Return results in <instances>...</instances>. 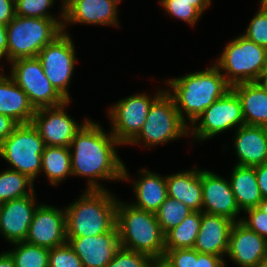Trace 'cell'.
Instances as JSON below:
<instances>
[{
    "instance_id": "cell-26",
    "label": "cell",
    "mask_w": 267,
    "mask_h": 267,
    "mask_svg": "<svg viewBox=\"0 0 267 267\" xmlns=\"http://www.w3.org/2000/svg\"><path fill=\"white\" fill-rule=\"evenodd\" d=\"M229 178L239 209L246 211L259 206L263 200L255 174V168L235 165Z\"/></svg>"
},
{
    "instance_id": "cell-52",
    "label": "cell",
    "mask_w": 267,
    "mask_h": 267,
    "mask_svg": "<svg viewBox=\"0 0 267 267\" xmlns=\"http://www.w3.org/2000/svg\"><path fill=\"white\" fill-rule=\"evenodd\" d=\"M2 67H3V66L0 67V74H1L2 72H4V71H3L4 69H3Z\"/></svg>"
},
{
    "instance_id": "cell-20",
    "label": "cell",
    "mask_w": 267,
    "mask_h": 267,
    "mask_svg": "<svg viewBox=\"0 0 267 267\" xmlns=\"http://www.w3.org/2000/svg\"><path fill=\"white\" fill-rule=\"evenodd\" d=\"M233 224L234 221L227 217L202 212L201 226L193 248L199 253L221 256L225 259Z\"/></svg>"
},
{
    "instance_id": "cell-21",
    "label": "cell",
    "mask_w": 267,
    "mask_h": 267,
    "mask_svg": "<svg viewBox=\"0 0 267 267\" xmlns=\"http://www.w3.org/2000/svg\"><path fill=\"white\" fill-rule=\"evenodd\" d=\"M238 166L254 167L267 162V127L242 125L234 132Z\"/></svg>"
},
{
    "instance_id": "cell-23",
    "label": "cell",
    "mask_w": 267,
    "mask_h": 267,
    "mask_svg": "<svg viewBox=\"0 0 267 267\" xmlns=\"http://www.w3.org/2000/svg\"><path fill=\"white\" fill-rule=\"evenodd\" d=\"M168 196L193 212H202L201 170L197 167L166 176Z\"/></svg>"
},
{
    "instance_id": "cell-8",
    "label": "cell",
    "mask_w": 267,
    "mask_h": 267,
    "mask_svg": "<svg viewBox=\"0 0 267 267\" xmlns=\"http://www.w3.org/2000/svg\"><path fill=\"white\" fill-rule=\"evenodd\" d=\"M44 147L32 123L19 124L0 145V157L9 163L8 169L26 174L35 181L41 173Z\"/></svg>"
},
{
    "instance_id": "cell-35",
    "label": "cell",
    "mask_w": 267,
    "mask_h": 267,
    "mask_svg": "<svg viewBox=\"0 0 267 267\" xmlns=\"http://www.w3.org/2000/svg\"><path fill=\"white\" fill-rule=\"evenodd\" d=\"M48 267H83L79 256L68 242L49 249Z\"/></svg>"
},
{
    "instance_id": "cell-29",
    "label": "cell",
    "mask_w": 267,
    "mask_h": 267,
    "mask_svg": "<svg viewBox=\"0 0 267 267\" xmlns=\"http://www.w3.org/2000/svg\"><path fill=\"white\" fill-rule=\"evenodd\" d=\"M34 182L18 171L6 169L0 172V204L33 194Z\"/></svg>"
},
{
    "instance_id": "cell-22",
    "label": "cell",
    "mask_w": 267,
    "mask_h": 267,
    "mask_svg": "<svg viewBox=\"0 0 267 267\" xmlns=\"http://www.w3.org/2000/svg\"><path fill=\"white\" fill-rule=\"evenodd\" d=\"M36 109L27 94L15 83L10 75L0 74V114L15 120L18 124H28Z\"/></svg>"
},
{
    "instance_id": "cell-2",
    "label": "cell",
    "mask_w": 267,
    "mask_h": 267,
    "mask_svg": "<svg viewBox=\"0 0 267 267\" xmlns=\"http://www.w3.org/2000/svg\"><path fill=\"white\" fill-rule=\"evenodd\" d=\"M165 83L170 88L165 91L172 97L181 119L188 126L231 89L222 72L214 64L204 70L172 78Z\"/></svg>"
},
{
    "instance_id": "cell-43",
    "label": "cell",
    "mask_w": 267,
    "mask_h": 267,
    "mask_svg": "<svg viewBox=\"0 0 267 267\" xmlns=\"http://www.w3.org/2000/svg\"><path fill=\"white\" fill-rule=\"evenodd\" d=\"M7 42L6 26L0 25V60L6 57Z\"/></svg>"
},
{
    "instance_id": "cell-7",
    "label": "cell",
    "mask_w": 267,
    "mask_h": 267,
    "mask_svg": "<svg viewBox=\"0 0 267 267\" xmlns=\"http://www.w3.org/2000/svg\"><path fill=\"white\" fill-rule=\"evenodd\" d=\"M189 135L172 97L164 91L153 103L140 133L128 145L154 147Z\"/></svg>"
},
{
    "instance_id": "cell-33",
    "label": "cell",
    "mask_w": 267,
    "mask_h": 267,
    "mask_svg": "<svg viewBox=\"0 0 267 267\" xmlns=\"http://www.w3.org/2000/svg\"><path fill=\"white\" fill-rule=\"evenodd\" d=\"M162 8L170 17L177 18L194 27L202 14L194 7V2L185 0H159Z\"/></svg>"
},
{
    "instance_id": "cell-46",
    "label": "cell",
    "mask_w": 267,
    "mask_h": 267,
    "mask_svg": "<svg viewBox=\"0 0 267 267\" xmlns=\"http://www.w3.org/2000/svg\"><path fill=\"white\" fill-rule=\"evenodd\" d=\"M149 267H173L164 257L152 258Z\"/></svg>"
},
{
    "instance_id": "cell-12",
    "label": "cell",
    "mask_w": 267,
    "mask_h": 267,
    "mask_svg": "<svg viewBox=\"0 0 267 267\" xmlns=\"http://www.w3.org/2000/svg\"><path fill=\"white\" fill-rule=\"evenodd\" d=\"M157 90L154 97L141 92L127 96L109 107L110 131L121 146L129 144L140 133L152 103L165 91L160 88Z\"/></svg>"
},
{
    "instance_id": "cell-10",
    "label": "cell",
    "mask_w": 267,
    "mask_h": 267,
    "mask_svg": "<svg viewBox=\"0 0 267 267\" xmlns=\"http://www.w3.org/2000/svg\"><path fill=\"white\" fill-rule=\"evenodd\" d=\"M73 42L65 30L37 55L47 79L66 101L72 99L68 88L77 62Z\"/></svg>"
},
{
    "instance_id": "cell-44",
    "label": "cell",
    "mask_w": 267,
    "mask_h": 267,
    "mask_svg": "<svg viewBox=\"0 0 267 267\" xmlns=\"http://www.w3.org/2000/svg\"><path fill=\"white\" fill-rule=\"evenodd\" d=\"M187 2H194V7L203 14L211 6L212 0H185Z\"/></svg>"
},
{
    "instance_id": "cell-16",
    "label": "cell",
    "mask_w": 267,
    "mask_h": 267,
    "mask_svg": "<svg viewBox=\"0 0 267 267\" xmlns=\"http://www.w3.org/2000/svg\"><path fill=\"white\" fill-rule=\"evenodd\" d=\"M226 256L239 267H257L267 259V240L241 221L234 222Z\"/></svg>"
},
{
    "instance_id": "cell-27",
    "label": "cell",
    "mask_w": 267,
    "mask_h": 267,
    "mask_svg": "<svg viewBox=\"0 0 267 267\" xmlns=\"http://www.w3.org/2000/svg\"><path fill=\"white\" fill-rule=\"evenodd\" d=\"M41 172L45 174L52 186L66 180V177L73 176L69 147L45 146L42 153Z\"/></svg>"
},
{
    "instance_id": "cell-36",
    "label": "cell",
    "mask_w": 267,
    "mask_h": 267,
    "mask_svg": "<svg viewBox=\"0 0 267 267\" xmlns=\"http://www.w3.org/2000/svg\"><path fill=\"white\" fill-rule=\"evenodd\" d=\"M151 257L120 247L105 267H149Z\"/></svg>"
},
{
    "instance_id": "cell-42",
    "label": "cell",
    "mask_w": 267,
    "mask_h": 267,
    "mask_svg": "<svg viewBox=\"0 0 267 267\" xmlns=\"http://www.w3.org/2000/svg\"><path fill=\"white\" fill-rule=\"evenodd\" d=\"M260 193L267 198V162L254 166Z\"/></svg>"
},
{
    "instance_id": "cell-45",
    "label": "cell",
    "mask_w": 267,
    "mask_h": 267,
    "mask_svg": "<svg viewBox=\"0 0 267 267\" xmlns=\"http://www.w3.org/2000/svg\"><path fill=\"white\" fill-rule=\"evenodd\" d=\"M0 267H15L14 260L7 251L0 253Z\"/></svg>"
},
{
    "instance_id": "cell-5",
    "label": "cell",
    "mask_w": 267,
    "mask_h": 267,
    "mask_svg": "<svg viewBox=\"0 0 267 267\" xmlns=\"http://www.w3.org/2000/svg\"><path fill=\"white\" fill-rule=\"evenodd\" d=\"M63 18H30L15 15L6 26V61L37 57L40 50L63 32Z\"/></svg>"
},
{
    "instance_id": "cell-18",
    "label": "cell",
    "mask_w": 267,
    "mask_h": 267,
    "mask_svg": "<svg viewBox=\"0 0 267 267\" xmlns=\"http://www.w3.org/2000/svg\"><path fill=\"white\" fill-rule=\"evenodd\" d=\"M35 192L0 204V233L9 243L25 241L38 207Z\"/></svg>"
},
{
    "instance_id": "cell-17",
    "label": "cell",
    "mask_w": 267,
    "mask_h": 267,
    "mask_svg": "<svg viewBox=\"0 0 267 267\" xmlns=\"http://www.w3.org/2000/svg\"><path fill=\"white\" fill-rule=\"evenodd\" d=\"M62 28L69 24L119 26L118 6L110 0H63Z\"/></svg>"
},
{
    "instance_id": "cell-51",
    "label": "cell",
    "mask_w": 267,
    "mask_h": 267,
    "mask_svg": "<svg viewBox=\"0 0 267 267\" xmlns=\"http://www.w3.org/2000/svg\"><path fill=\"white\" fill-rule=\"evenodd\" d=\"M112 1L113 3H115L117 6L120 4V1H123V0H110Z\"/></svg>"
},
{
    "instance_id": "cell-6",
    "label": "cell",
    "mask_w": 267,
    "mask_h": 267,
    "mask_svg": "<svg viewBox=\"0 0 267 267\" xmlns=\"http://www.w3.org/2000/svg\"><path fill=\"white\" fill-rule=\"evenodd\" d=\"M220 55L214 65L231 87L256 82L267 68V49L243 35L230 40Z\"/></svg>"
},
{
    "instance_id": "cell-31",
    "label": "cell",
    "mask_w": 267,
    "mask_h": 267,
    "mask_svg": "<svg viewBox=\"0 0 267 267\" xmlns=\"http://www.w3.org/2000/svg\"><path fill=\"white\" fill-rule=\"evenodd\" d=\"M185 204L167 196L166 200L161 204L156 211V219L161 227V230L166 234L172 228L180 225L182 221L192 213Z\"/></svg>"
},
{
    "instance_id": "cell-1",
    "label": "cell",
    "mask_w": 267,
    "mask_h": 267,
    "mask_svg": "<svg viewBox=\"0 0 267 267\" xmlns=\"http://www.w3.org/2000/svg\"><path fill=\"white\" fill-rule=\"evenodd\" d=\"M120 143L94 120H88L69 147L73 176L88 178L85 190H106L99 180L129 181L127 167L118 156ZM117 146V147H116Z\"/></svg>"
},
{
    "instance_id": "cell-3",
    "label": "cell",
    "mask_w": 267,
    "mask_h": 267,
    "mask_svg": "<svg viewBox=\"0 0 267 267\" xmlns=\"http://www.w3.org/2000/svg\"><path fill=\"white\" fill-rule=\"evenodd\" d=\"M118 198L107 190H85L65 207L67 238L92 237L116 226Z\"/></svg>"
},
{
    "instance_id": "cell-4",
    "label": "cell",
    "mask_w": 267,
    "mask_h": 267,
    "mask_svg": "<svg viewBox=\"0 0 267 267\" xmlns=\"http://www.w3.org/2000/svg\"><path fill=\"white\" fill-rule=\"evenodd\" d=\"M116 226L120 247L161 258L165 253V234L153 212L118 199Z\"/></svg>"
},
{
    "instance_id": "cell-13",
    "label": "cell",
    "mask_w": 267,
    "mask_h": 267,
    "mask_svg": "<svg viewBox=\"0 0 267 267\" xmlns=\"http://www.w3.org/2000/svg\"><path fill=\"white\" fill-rule=\"evenodd\" d=\"M71 101L54 107L36 109L32 118V125L36 128L43 139L45 146L70 147L76 133L89 120L77 123L66 112V107Z\"/></svg>"
},
{
    "instance_id": "cell-15",
    "label": "cell",
    "mask_w": 267,
    "mask_h": 267,
    "mask_svg": "<svg viewBox=\"0 0 267 267\" xmlns=\"http://www.w3.org/2000/svg\"><path fill=\"white\" fill-rule=\"evenodd\" d=\"M202 212L221 215L234 222L241 221L239 209L229 179L201 169ZM239 218V219H238Z\"/></svg>"
},
{
    "instance_id": "cell-47",
    "label": "cell",
    "mask_w": 267,
    "mask_h": 267,
    "mask_svg": "<svg viewBox=\"0 0 267 267\" xmlns=\"http://www.w3.org/2000/svg\"><path fill=\"white\" fill-rule=\"evenodd\" d=\"M256 82L267 92V68L260 74Z\"/></svg>"
},
{
    "instance_id": "cell-48",
    "label": "cell",
    "mask_w": 267,
    "mask_h": 267,
    "mask_svg": "<svg viewBox=\"0 0 267 267\" xmlns=\"http://www.w3.org/2000/svg\"><path fill=\"white\" fill-rule=\"evenodd\" d=\"M258 208L267 214V198H263V200L259 203Z\"/></svg>"
},
{
    "instance_id": "cell-24",
    "label": "cell",
    "mask_w": 267,
    "mask_h": 267,
    "mask_svg": "<svg viewBox=\"0 0 267 267\" xmlns=\"http://www.w3.org/2000/svg\"><path fill=\"white\" fill-rule=\"evenodd\" d=\"M139 179L133 181L136 200L131 202L134 207L156 213L168 196L166 176L146 169H140Z\"/></svg>"
},
{
    "instance_id": "cell-30",
    "label": "cell",
    "mask_w": 267,
    "mask_h": 267,
    "mask_svg": "<svg viewBox=\"0 0 267 267\" xmlns=\"http://www.w3.org/2000/svg\"><path fill=\"white\" fill-rule=\"evenodd\" d=\"M14 248L7 252L14 260L15 267H48L49 249L20 241L12 243Z\"/></svg>"
},
{
    "instance_id": "cell-32",
    "label": "cell",
    "mask_w": 267,
    "mask_h": 267,
    "mask_svg": "<svg viewBox=\"0 0 267 267\" xmlns=\"http://www.w3.org/2000/svg\"><path fill=\"white\" fill-rule=\"evenodd\" d=\"M55 0H16L15 15L30 18H64V1L58 16L50 15Z\"/></svg>"
},
{
    "instance_id": "cell-19",
    "label": "cell",
    "mask_w": 267,
    "mask_h": 267,
    "mask_svg": "<svg viewBox=\"0 0 267 267\" xmlns=\"http://www.w3.org/2000/svg\"><path fill=\"white\" fill-rule=\"evenodd\" d=\"M68 244L82 261L83 267H105L120 248L118 229L92 237L67 238Z\"/></svg>"
},
{
    "instance_id": "cell-50",
    "label": "cell",
    "mask_w": 267,
    "mask_h": 267,
    "mask_svg": "<svg viewBox=\"0 0 267 267\" xmlns=\"http://www.w3.org/2000/svg\"><path fill=\"white\" fill-rule=\"evenodd\" d=\"M257 267H267V259L261 262Z\"/></svg>"
},
{
    "instance_id": "cell-34",
    "label": "cell",
    "mask_w": 267,
    "mask_h": 267,
    "mask_svg": "<svg viewBox=\"0 0 267 267\" xmlns=\"http://www.w3.org/2000/svg\"><path fill=\"white\" fill-rule=\"evenodd\" d=\"M242 35L267 49V8H258Z\"/></svg>"
},
{
    "instance_id": "cell-37",
    "label": "cell",
    "mask_w": 267,
    "mask_h": 267,
    "mask_svg": "<svg viewBox=\"0 0 267 267\" xmlns=\"http://www.w3.org/2000/svg\"><path fill=\"white\" fill-rule=\"evenodd\" d=\"M244 213L247 216L241 217V222L267 240V214L258 207L248 209Z\"/></svg>"
},
{
    "instance_id": "cell-11",
    "label": "cell",
    "mask_w": 267,
    "mask_h": 267,
    "mask_svg": "<svg viewBox=\"0 0 267 267\" xmlns=\"http://www.w3.org/2000/svg\"><path fill=\"white\" fill-rule=\"evenodd\" d=\"M9 65V75L27 94L35 109L58 106L66 101L47 79L37 57L15 59Z\"/></svg>"
},
{
    "instance_id": "cell-25",
    "label": "cell",
    "mask_w": 267,
    "mask_h": 267,
    "mask_svg": "<svg viewBox=\"0 0 267 267\" xmlns=\"http://www.w3.org/2000/svg\"><path fill=\"white\" fill-rule=\"evenodd\" d=\"M241 101L245 125L267 127V92L257 83H240L231 87Z\"/></svg>"
},
{
    "instance_id": "cell-49",
    "label": "cell",
    "mask_w": 267,
    "mask_h": 267,
    "mask_svg": "<svg viewBox=\"0 0 267 267\" xmlns=\"http://www.w3.org/2000/svg\"><path fill=\"white\" fill-rule=\"evenodd\" d=\"M259 3H260L259 7L267 8V0H260Z\"/></svg>"
},
{
    "instance_id": "cell-41",
    "label": "cell",
    "mask_w": 267,
    "mask_h": 267,
    "mask_svg": "<svg viewBox=\"0 0 267 267\" xmlns=\"http://www.w3.org/2000/svg\"><path fill=\"white\" fill-rule=\"evenodd\" d=\"M19 124L12 118L0 114V145Z\"/></svg>"
},
{
    "instance_id": "cell-40",
    "label": "cell",
    "mask_w": 267,
    "mask_h": 267,
    "mask_svg": "<svg viewBox=\"0 0 267 267\" xmlns=\"http://www.w3.org/2000/svg\"><path fill=\"white\" fill-rule=\"evenodd\" d=\"M15 17V1L0 0V25L7 26Z\"/></svg>"
},
{
    "instance_id": "cell-38",
    "label": "cell",
    "mask_w": 267,
    "mask_h": 267,
    "mask_svg": "<svg viewBox=\"0 0 267 267\" xmlns=\"http://www.w3.org/2000/svg\"><path fill=\"white\" fill-rule=\"evenodd\" d=\"M173 267H196L194 248L165 250L163 256Z\"/></svg>"
},
{
    "instance_id": "cell-28",
    "label": "cell",
    "mask_w": 267,
    "mask_h": 267,
    "mask_svg": "<svg viewBox=\"0 0 267 267\" xmlns=\"http://www.w3.org/2000/svg\"><path fill=\"white\" fill-rule=\"evenodd\" d=\"M202 212H192L165 234V250L193 248L201 226Z\"/></svg>"
},
{
    "instance_id": "cell-39",
    "label": "cell",
    "mask_w": 267,
    "mask_h": 267,
    "mask_svg": "<svg viewBox=\"0 0 267 267\" xmlns=\"http://www.w3.org/2000/svg\"><path fill=\"white\" fill-rule=\"evenodd\" d=\"M226 264L221 256L196 251V267H226Z\"/></svg>"
},
{
    "instance_id": "cell-14",
    "label": "cell",
    "mask_w": 267,
    "mask_h": 267,
    "mask_svg": "<svg viewBox=\"0 0 267 267\" xmlns=\"http://www.w3.org/2000/svg\"><path fill=\"white\" fill-rule=\"evenodd\" d=\"M25 241L47 249L66 244L65 209H58L45 203L38 204Z\"/></svg>"
},
{
    "instance_id": "cell-9",
    "label": "cell",
    "mask_w": 267,
    "mask_h": 267,
    "mask_svg": "<svg viewBox=\"0 0 267 267\" xmlns=\"http://www.w3.org/2000/svg\"><path fill=\"white\" fill-rule=\"evenodd\" d=\"M198 123V124H197ZM197 124V125H196ZM245 125L242 105L237 94L230 89L199 115L189 126L194 141H205L226 130H236Z\"/></svg>"
}]
</instances>
